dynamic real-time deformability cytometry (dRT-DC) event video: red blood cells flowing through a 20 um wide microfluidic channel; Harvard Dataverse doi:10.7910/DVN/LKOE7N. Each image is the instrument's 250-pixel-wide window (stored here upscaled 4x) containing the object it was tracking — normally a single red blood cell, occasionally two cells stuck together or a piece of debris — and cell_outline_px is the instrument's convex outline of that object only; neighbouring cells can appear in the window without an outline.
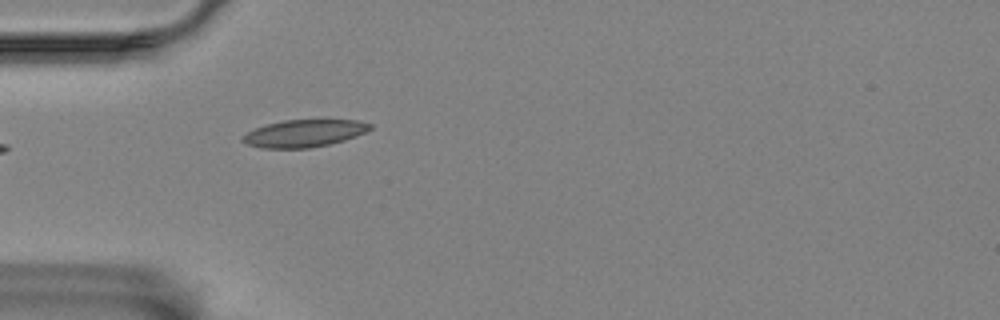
{"species": "Egyptian fruit bat (a non-hibernating species)", "species_latin": "Rousettus aegyptiacus", "temperature_condition": "room temperature", "stored_images_in_passage": 25, "camera_frame_rate_fps": 3000, "um_per_image_px": 0.085, "animal": {"sex": "female"}, "frame": {"image": 1, "passage_image": 1, "time_ms": 0.0, "image_size_px": [1000, 320], "cell_outline_px": [[372, 128], [356, 136], [344, 140], [328, 144], [308, 148], [260, 148], [248, 144], [240, 140], [240, 136], [256, 128], [268, 124], [284, 120], [356, 120], [372, 124]], "centroid_in_image_um": [25.83, 11.33], "position_along_channel_um": 59.2, "area_um2": 20.11}}